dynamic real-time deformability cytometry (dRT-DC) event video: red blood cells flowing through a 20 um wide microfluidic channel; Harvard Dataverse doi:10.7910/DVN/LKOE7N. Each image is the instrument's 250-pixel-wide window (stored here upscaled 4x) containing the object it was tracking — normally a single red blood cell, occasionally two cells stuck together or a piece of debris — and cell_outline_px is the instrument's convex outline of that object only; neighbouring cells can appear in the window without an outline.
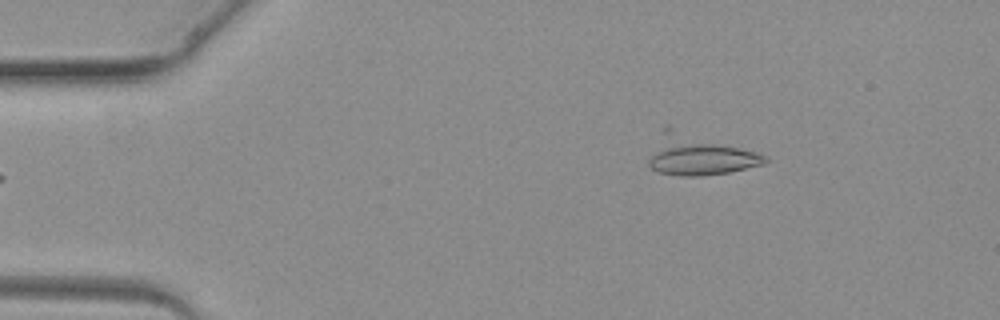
{"species": "common noctule bat (a hibernating species)", "species_latin": "Nyctalus noctula", "temperature_condition": "warm", "stored_images_in_passage": 2, "camera_frame_rate_fps": 3000, "um_per_image_px": 0.085, "animal": {"sex": "female", "body_mass_g": 19.3, "forearm_length_mm": 54.1}, "frame": {"image": 1, "passage_image": 2, "time_ms": 1.333, "image_size_px": [1000, 320], "cell_outline_px": [[768, 160], [764, 164], [728, 172], [700, 176], [680, 176], [660, 172], [648, 168], [648, 160], [656, 152], [672, 144], [720, 144], [756, 152], [768, 156]], "centroid_in_image_um": [59.79, 13.57], "position_along_channel_um": 25.2, "area_um2": 20.98}}